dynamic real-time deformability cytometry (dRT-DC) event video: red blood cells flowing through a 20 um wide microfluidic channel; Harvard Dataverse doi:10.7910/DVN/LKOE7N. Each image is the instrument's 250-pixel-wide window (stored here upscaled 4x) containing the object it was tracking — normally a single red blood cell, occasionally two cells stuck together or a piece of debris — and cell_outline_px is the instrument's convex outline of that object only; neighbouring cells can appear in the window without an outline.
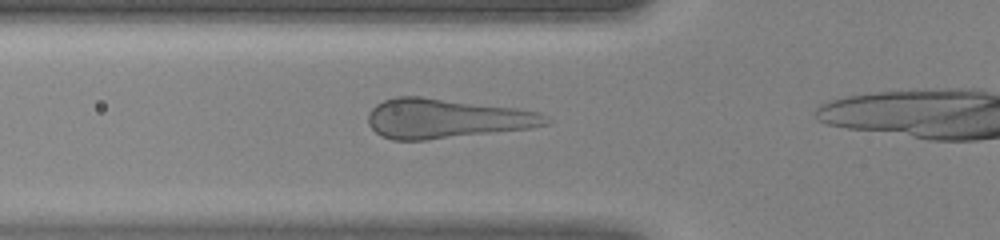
{"species": "human", "species_latin": "Homo sapiens", "temperature_condition": "warm", "stored_images_in_passage": 31, "camera_frame_rate_fps": 3000, "um_per_image_px": 0.085, "donor": {"sex": "female"}, "frame": {"image": 1, "passage_image": 10, "time_ms": 3.0, "image_size_px": [1000, 240], "cell_outline_px": [[552, 120], [548, 124], [532, 128], [424, 140], [392, 140], [380, 136], [368, 124], [368, 112], [376, 104], [384, 100], [396, 96], [420, 96], [516, 108], [540, 112], [548, 116]], "centroid_in_image_um": [37.93, 10.07], "position_along_channel_um": 87.9, "area_um2": 41.15}}
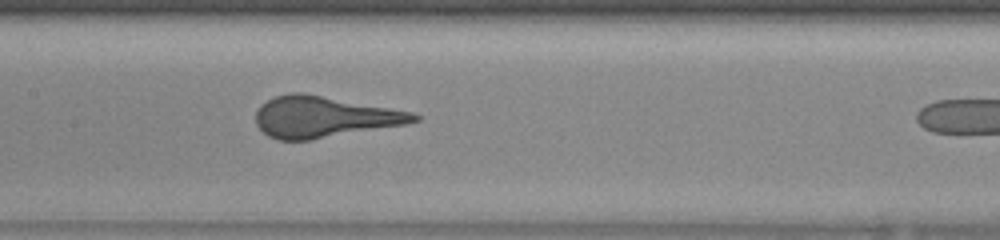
{"frame": {"image": 2, "passage_image": 16, "time_ms": 5.0, "image_size_px": [1000, 240], "cell_outline_px": [[420, 120], [404, 124], [312, 140], [276, 140], [268, 136], [256, 124], [256, 112], [260, 104], [276, 96], [292, 92], [300, 92], [412, 112], [420, 116]], "centroid_in_image_um": [27.49, 9.95], "position_along_channel_um": 179.9, "area_um2": 37.51}}
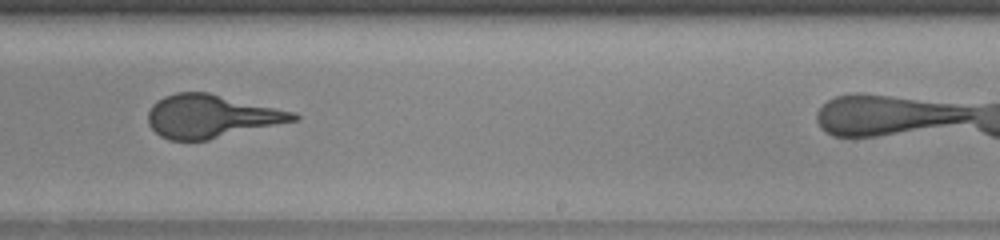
{"frame": {"image": 3, "passage_image": 22, "time_ms": 7.0, "image_size_px": [1000, 240], "cell_outline_px": [[300, 120], [208, 140], [168, 140], [160, 136], [148, 124], [148, 112], [152, 104], [156, 100], [164, 96], [176, 92], [208, 92], [296, 112], [300, 116]], "centroid_in_image_um": [17.97, 9.88], "position_along_channel_um": 271.0, "area_um2": 36.82}}